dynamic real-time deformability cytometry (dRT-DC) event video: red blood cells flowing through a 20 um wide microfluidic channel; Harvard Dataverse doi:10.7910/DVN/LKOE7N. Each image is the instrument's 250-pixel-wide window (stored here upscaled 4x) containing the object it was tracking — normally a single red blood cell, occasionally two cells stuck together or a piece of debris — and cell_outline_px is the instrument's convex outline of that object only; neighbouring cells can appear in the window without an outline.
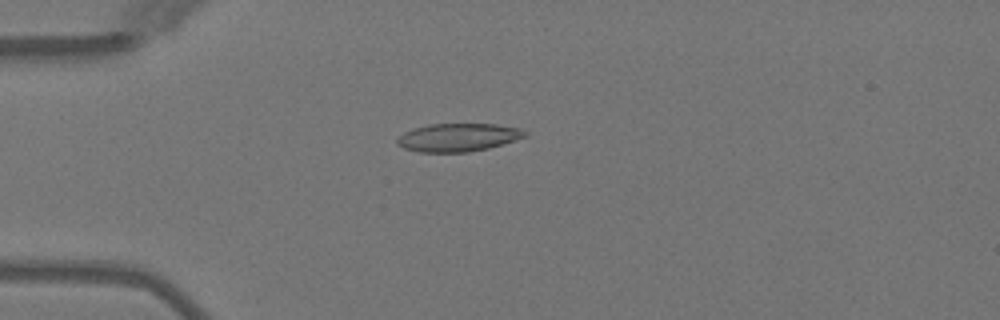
{"species": "Egyptian fruit bat (a non-hibernating species)", "species_latin": "Rousettus aegyptiacus", "temperature_condition": "warm", "stored_images_in_passage": 4, "camera_frame_rate_fps": 3000, "um_per_image_px": 0.085, "animal": {"sex": "female"}, "frame": {"image": 1, "passage_image": 3, "time_ms": 3.333, "image_size_px": [1000, 320], "cell_outline_px": [[528, 136], [488, 148], [468, 152], [420, 152], [404, 148], [396, 144], [396, 140], [404, 132], [412, 128], [428, 124], [496, 124], [520, 128], [528, 132]], "centroid_in_image_um": [38.93, 11.67], "position_along_channel_um": 46.1, "area_um2": 20.98}}